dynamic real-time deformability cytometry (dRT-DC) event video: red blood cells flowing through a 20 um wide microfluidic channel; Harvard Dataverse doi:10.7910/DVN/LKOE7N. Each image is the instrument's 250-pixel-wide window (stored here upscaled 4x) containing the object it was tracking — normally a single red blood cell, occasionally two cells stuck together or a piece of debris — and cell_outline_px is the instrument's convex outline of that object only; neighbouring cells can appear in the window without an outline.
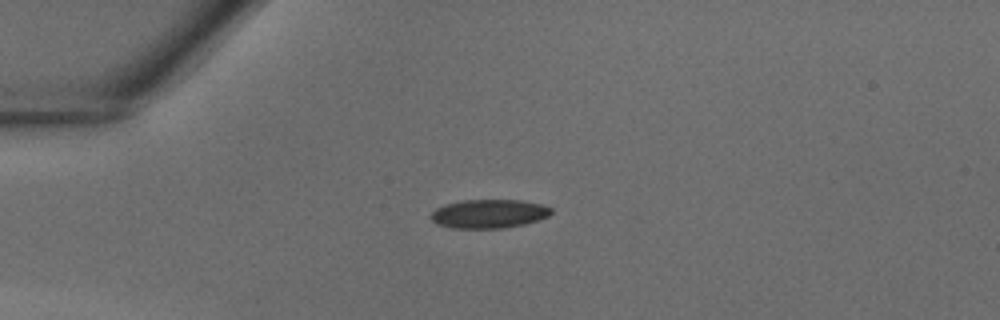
{"species": "common noctule bat (a hibernating species)", "species_latin": "Nyctalus noctula", "temperature_condition": "warm", "stored_images_in_passage": 31, "camera_frame_rate_fps": 3000, "um_per_image_px": 0.085, "animal": {"sex": "male", "body_mass_g": 18.8}, "frame": {"image": 1, "passage_image": 1, "time_ms": 0.0, "image_size_px": [1000, 320], "cell_outline_px": [[552, 212], [548, 216], [524, 224], [504, 228], [452, 228], [436, 224], [428, 216], [436, 208], [444, 204], [464, 200], [520, 200], [540, 204], [552, 208]], "centroid_in_image_um": [41.51, 18.17], "position_along_channel_um": 43.5, "area_um2": 20.17}}
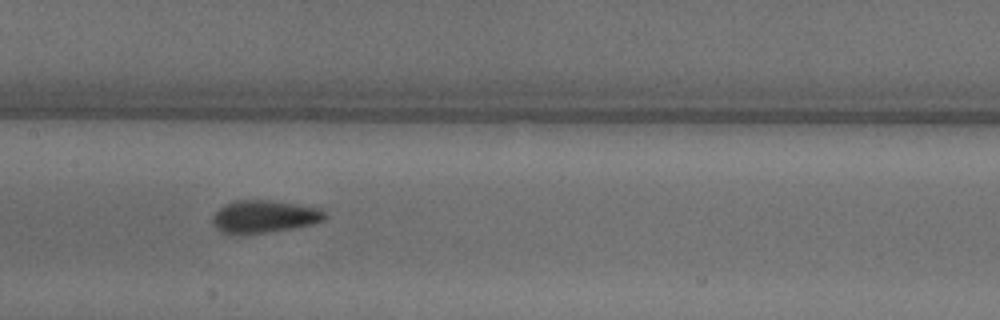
{"frame": {"image": 2, "passage_image": 11, "time_ms": 3.333, "image_size_px": [1000, 320], "cell_outline_px": [[324, 220], [312, 224], [268, 232], [228, 236], [220, 232], [212, 224], [212, 216], [224, 204], [236, 200], [272, 200], [320, 208], [324, 212]], "centroid_in_image_um": [22.37, 18.42], "position_along_channel_um": 185.0, "area_um2": 21.5}}
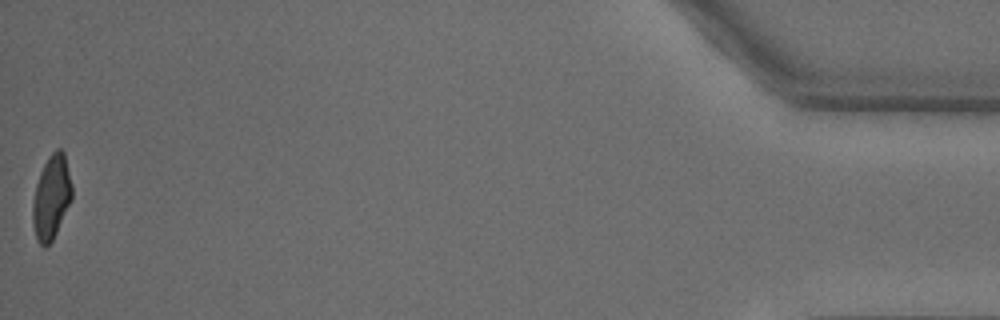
{"frame": {"image": 3, "passage_image": 31, "time_ms": 10.0, "image_size_px": [1000, 320], "cell_outline_px": [[72, 200], [52, 240], [44, 248], [36, 240], [32, 224], [32, 200], [36, 184], [40, 172], [48, 156], [56, 148], [60, 148], [64, 152], [72, 184]], "centroid_in_image_um": [4.36, 16.76], "position_along_channel_um": 430.8, "area_um2": 19.42}}